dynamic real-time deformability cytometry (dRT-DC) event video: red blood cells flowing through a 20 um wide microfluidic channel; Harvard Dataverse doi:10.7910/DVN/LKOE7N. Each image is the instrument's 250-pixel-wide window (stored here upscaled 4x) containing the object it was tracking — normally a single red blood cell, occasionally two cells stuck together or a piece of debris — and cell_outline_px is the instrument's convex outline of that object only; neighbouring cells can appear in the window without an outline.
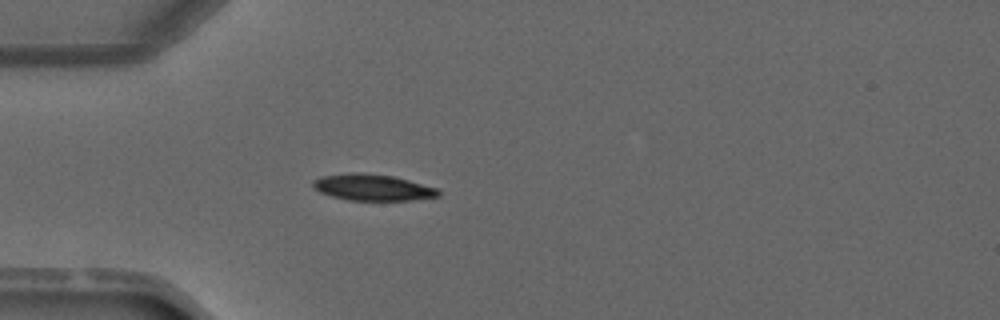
{"species": "common noctule bat (a hibernating species)", "species_latin": "Nyctalus noctula", "temperature_condition": "warm", "stored_images_in_passage": 1, "camera_frame_rate_fps": 3000, "um_per_image_px": 0.085, "animal": {"sex": "male", "forearm_length_mm": 52.5}, "frame": {"image": 1, "passage_image": 1, "time_ms": 0.0, "image_size_px": [1000, 320], "cell_outline_px": [[440, 196], [408, 200], [352, 200], [332, 196], [320, 192], [312, 184], [312, 180], [320, 176], [352, 172], [356, 172], [392, 176], [408, 180], [436, 188], [440, 192]], "centroid_in_image_um": [31.64, 15.92], "position_along_channel_um": 53.4, "area_um2": 18.96}}